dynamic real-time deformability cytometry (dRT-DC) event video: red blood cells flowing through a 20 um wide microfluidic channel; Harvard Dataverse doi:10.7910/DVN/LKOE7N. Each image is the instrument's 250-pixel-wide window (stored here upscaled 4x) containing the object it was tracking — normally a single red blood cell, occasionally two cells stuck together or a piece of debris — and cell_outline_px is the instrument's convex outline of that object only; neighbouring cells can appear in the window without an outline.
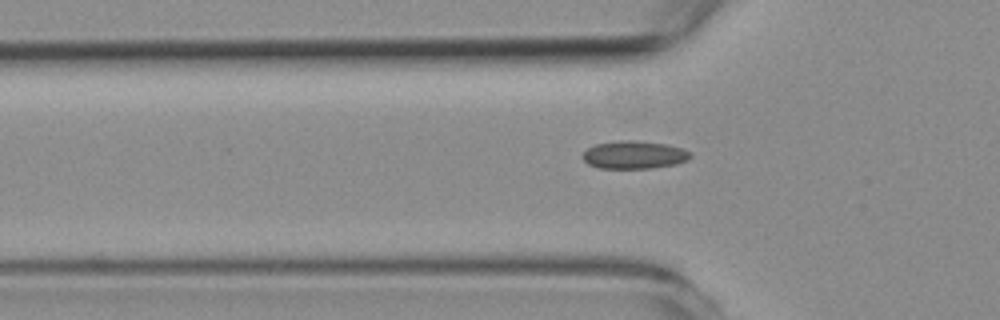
{"species": "common noctule bat (a hibernating species)", "species_latin": "Nyctalus noctula", "temperature_condition": "room temperature", "stored_images_in_passage": 36, "camera_frame_rate_fps": 3000, "um_per_image_px": 0.085, "animal": {"sex": "female", "body_mass_g": 19.3, "forearm_length_mm": 54.1}, "frame": {"image": 1, "passage_image": 4, "time_ms": 1.0, "image_size_px": [1000, 320], "cell_outline_px": [[692, 156], [688, 160], [676, 164], [652, 168], [600, 168], [588, 164], [580, 156], [588, 148], [596, 144], [620, 140], [636, 140], [664, 144], [680, 148], [692, 152]], "centroid_in_image_um": [53.9, 13.16], "position_along_channel_um": 71.9, "area_um2": 17.51}}
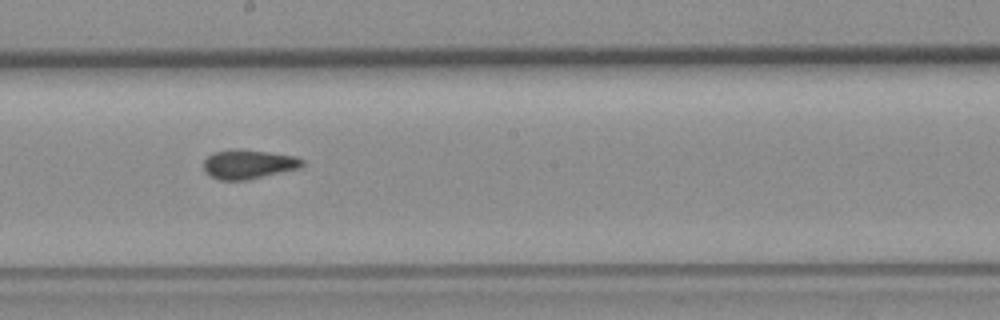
{"frame": {"image": 2, "passage_image": 17, "time_ms": 5.333, "image_size_px": [1000, 320], "cell_outline_px": [[304, 164], [300, 168], [248, 180], [220, 180], [204, 172], [204, 160], [212, 152], [232, 148], [240, 148], [296, 156], [304, 160]], "centroid_in_image_um": [21.11, 13.94], "position_along_channel_um": 227.1, "area_um2": 17.05}}
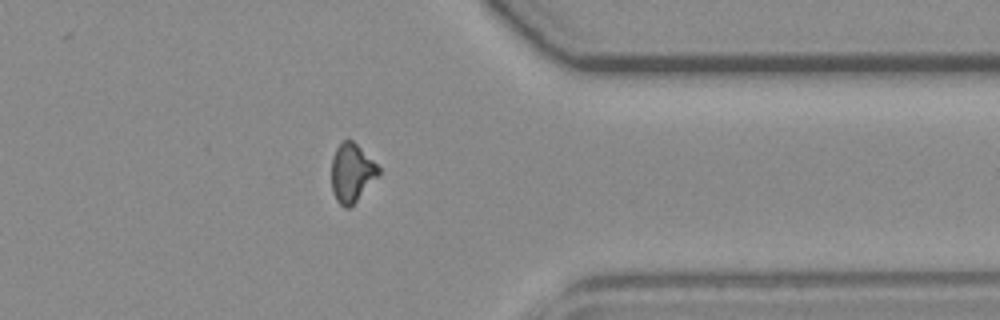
{"frame": {"image": 3, "passage_image": 31, "time_ms": 10.0, "image_size_px": [1000, 320], "cell_outline_px": [[380, 172], [356, 200], [348, 208], [344, 208], [336, 200], [332, 192], [332, 156], [336, 148], [344, 140], [352, 140], [380, 168]], "centroid_in_image_um": [29.86, 14.68], "position_along_channel_um": 381.5, "area_um2": 15.55}}